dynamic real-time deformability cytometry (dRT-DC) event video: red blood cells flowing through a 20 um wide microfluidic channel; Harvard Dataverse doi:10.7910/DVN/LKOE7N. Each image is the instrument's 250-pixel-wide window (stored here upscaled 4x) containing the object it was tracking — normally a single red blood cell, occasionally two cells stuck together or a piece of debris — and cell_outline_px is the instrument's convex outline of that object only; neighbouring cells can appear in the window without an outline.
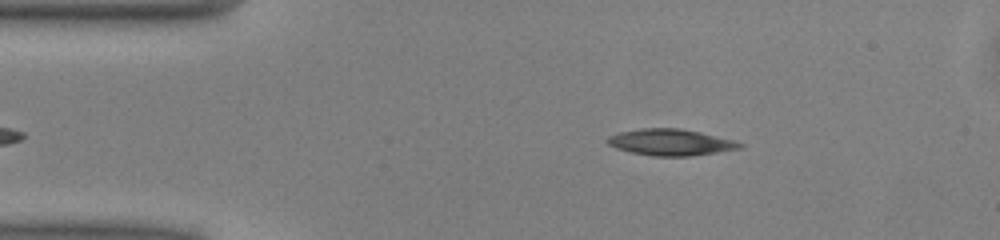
{"species": "common noctule bat (a hibernating species)", "species_latin": "Nyctalus noctula", "temperature_condition": "warm", "stored_images_in_passage": 36, "camera_frame_rate_fps": 3000, "um_per_image_px": 0.085, "animal": {"sex": "male", "body_mass_g": 13.0, "forearm_length_mm": 53.1}, "frame": {"image": 1, "passage_image": 2, "time_ms": 0.333, "image_size_px": [1000, 240], "cell_outline_px": [[744, 144], [740, 148], [692, 156], [652, 156], [632, 152], [616, 148], [608, 144], [604, 140], [608, 136], [620, 132], [640, 128], [680, 128], [700, 132], [732, 140]], "centroid_in_image_um": [56.95, 12.09], "position_along_channel_um": 28.1, "area_um2": 20.23}}
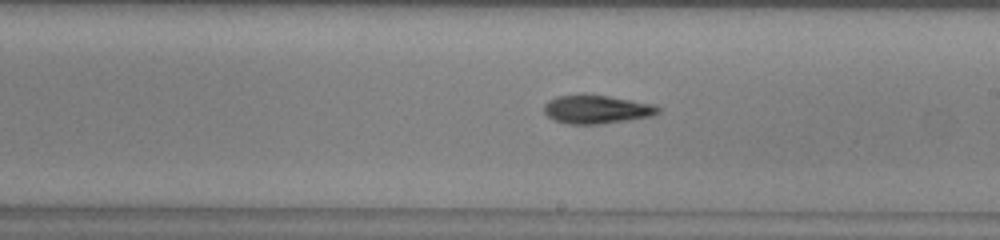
{"frame": {"image": 2, "passage_image": 21, "time_ms": 6.667, "image_size_px": [1000, 240], "cell_outline_px": [[660, 112], [652, 116], [628, 120], [600, 124], [568, 124], [552, 120], [544, 112], [544, 104], [548, 100], [556, 96], [584, 92], [656, 104], [660, 108]], "centroid_in_image_um": [50.69, 9.27], "position_along_channel_um": 238.3, "area_um2": 19.54}}
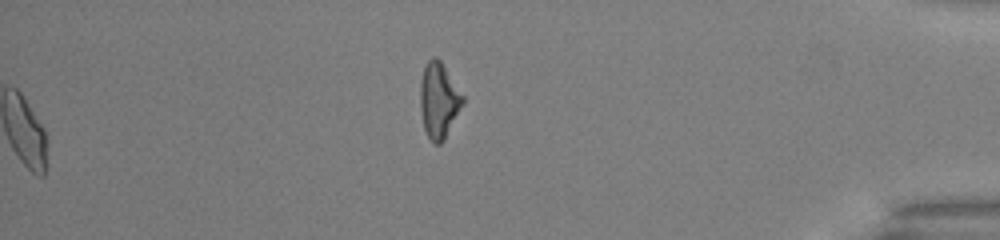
{"frame": {"image": 3, "passage_image": 36, "time_ms": 11.667, "image_size_px": [1000, 240], "cell_outline_px": [[464, 104], [444, 140], [440, 144], [436, 144], [428, 136], [424, 128], [420, 108], [420, 80], [424, 68], [428, 60], [432, 56], [436, 56], [440, 60], [464, 96]], "centroid_in_image_um": [37.3, 8.52], "position_along_channel_um": 397.9, "area_um2": 18.73}, "authors_computed_cell_mechanics": {"area_um2": 19.1607, "velocity_mm_per_s": 4.0682, "shape_relaxation_time_tau1_ms": 3.6618, "shape_relaxation_time_tau2_ms": null, "deformation_change_tau1": 0.1426, "deformation_change_tau2": null}}